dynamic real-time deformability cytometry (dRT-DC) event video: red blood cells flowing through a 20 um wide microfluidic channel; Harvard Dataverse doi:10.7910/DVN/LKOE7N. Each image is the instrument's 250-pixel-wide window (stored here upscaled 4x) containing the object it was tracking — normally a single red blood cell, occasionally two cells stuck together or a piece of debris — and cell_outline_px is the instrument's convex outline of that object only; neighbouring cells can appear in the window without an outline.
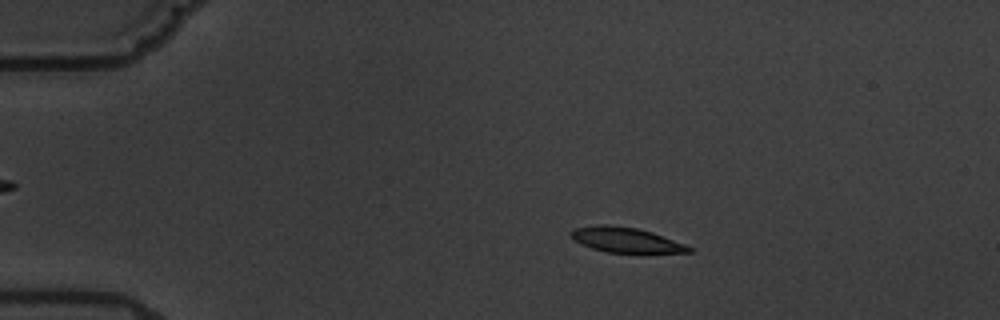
{"species": "common noctule bat (a hibernating species)", "species_latin": "Nyctalus noctula", "temperature_condition": "warm", "stored_images_in_passage": 5, "camera_frame_rate_fps": 3000, "um_per_image_px": 0.085, "animal": {"sex": "male", "body_mass_g": 19.5, "forearm_length_mm": 54.6}, "frame": {"image": 1, "passage_image": 3, "time_ms": 2.333, "image_size_px": [1000, 320], "cell_outline_px": [[692, 252], [604, 252], [592, 248], [572, 240], [572, 228], [596, 224], [608, 224], [636, 228], [652, 232], [684, 244], [692, 248]], "centroid_in_image_um": [53.13, 20.37], "position_along_channel_um": 31.9, "area_um2": 16.99}}